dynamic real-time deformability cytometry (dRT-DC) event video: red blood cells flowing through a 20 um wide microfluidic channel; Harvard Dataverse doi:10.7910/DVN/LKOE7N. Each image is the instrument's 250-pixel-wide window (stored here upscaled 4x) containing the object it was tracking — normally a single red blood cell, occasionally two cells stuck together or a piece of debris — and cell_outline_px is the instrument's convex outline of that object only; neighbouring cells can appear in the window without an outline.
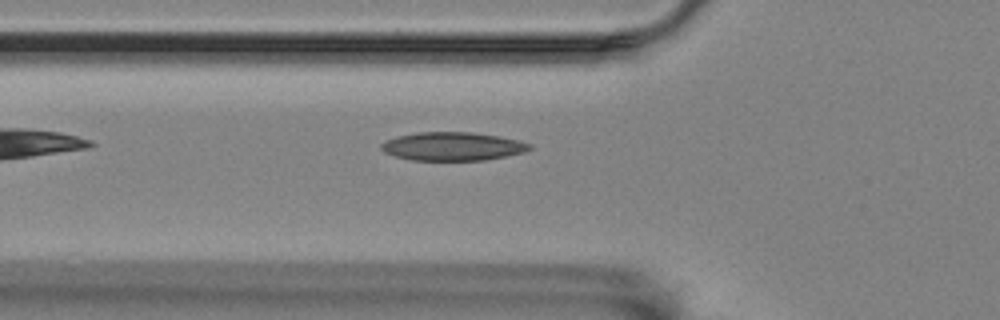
{"species": "Egyptian fruit bat (a non-hibernating species)", "species_latin": "Rousettus aegyptiacus", "temperature_condition": "room temperature", "stored_images_in_passage": 35, "camera_frame_rate_fps": 3000, "um_per_image_px": 0.085, "animal": {"sex": "female"}, "frame": {"image": 1, "passage_image": 4, "time_ms": 1.0, "image_size_px": [1000, 320], "cell_outline_px": [[532, 148], [524, 152], [484, 160], [412, 160], [396, 156], [384, 152], [380, 148], [380, 144], [384, 140], [396, 136], [416, 132], [472, 132], [500, 136], [520, 140], [532, 144]], "centroid_in_image_um": [38.46, 12.43], "position_along_channel_um": 87.3, "area_um2": 24.74}}
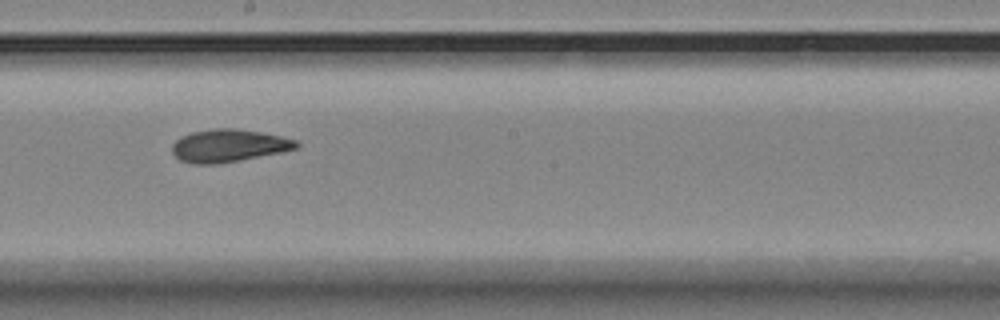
{"frame": {"image": 2, "passage_image": 16, "time_ms": 5.0, "image_size_px": [1000, 320], "cell_outline_px": [[300, 144], [296, 148], [280, 152], [240, 160], [216, 164], [192, 164], [180, 160], [172, 152], [172, 144], [180, 136], [192, 132], [216, 128], [236, 128], [260, 132], [280, 136], [296, 140]], "centroid_in_image_um": [19.4, 12.38], "position_along_channel_um": 228.8, "area_um2": 23.52}}
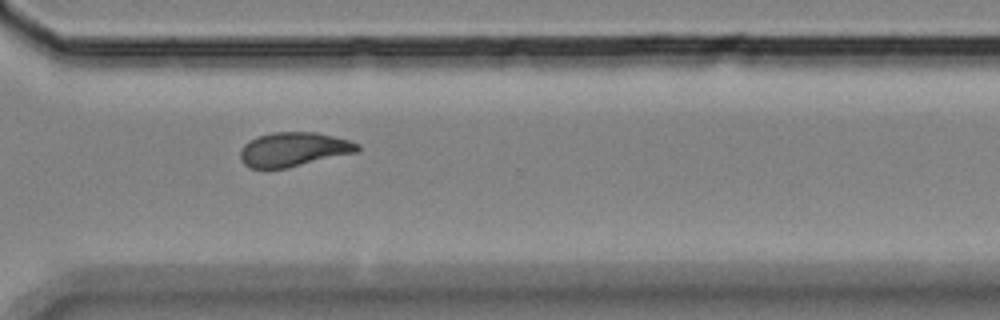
{"frame": {"image": 3, "passage_image": 26, "time_ms": 8.333, "image_size_px": [1000, 320], "cell_outline_px": [[360, 148], [356, 152], [288, 168], [248, 168], [240, 160], [240, 152], [244, 144], [248, 140], [256, 136], [272, 132], [316, 132], [348, 140], [360, 144]], "centroid_in_image_um": [24.91, 12.69], "position_along_channel_um": 345.7, "area_um2": 23.41}}